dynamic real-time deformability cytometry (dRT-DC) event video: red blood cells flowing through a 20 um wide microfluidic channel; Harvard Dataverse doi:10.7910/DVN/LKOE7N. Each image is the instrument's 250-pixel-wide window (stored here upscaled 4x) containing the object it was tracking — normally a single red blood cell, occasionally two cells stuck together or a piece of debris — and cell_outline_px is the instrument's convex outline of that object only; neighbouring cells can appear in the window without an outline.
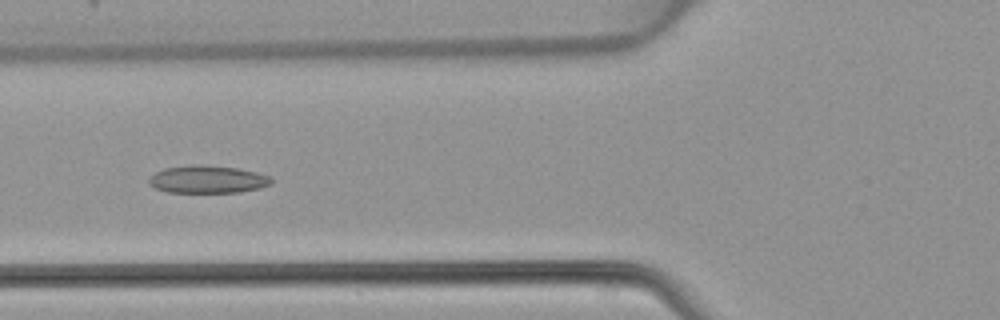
{"species": "common noctule bat (a hibernating species)", "species_latin": "Nyctalus noctula", "temperature_condition": "warm", "stored_images_in_passage": 35, "camera_frame_rate_fps": 3000, "um_per_image_px": 0.085, "animal": {"sex": "female", "body_mass_g": 22.7, "forearm_length_mm": 54.2}, "frame": {"image": 1, "passage_image": 18, "time_ms": 5.667, "image_size_px": [1000, 320], "cell_outline_px": [[272, 184], [260, 188], [240, 192], [168, 192], [156, 188], [148, 184], [148, 180], [156, 172], [164, 168], [192, 164], [200, 164], [236, 168], [256, 172], [272, 176]], "centroid_in_image_um": [17.67, 15.24], "position_along_channel_um": 108.1, "area_um2": 19.77}}
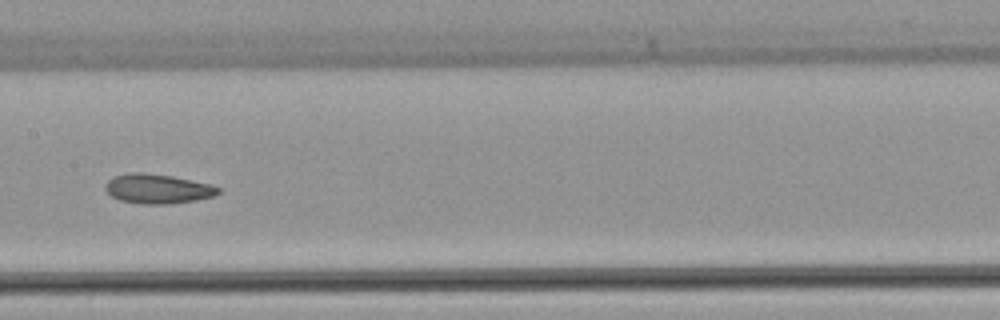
{"frame": {"image": 2, "passage_image": 24, "time_ms": 7.667, "image_size_px": [1000, 320], "cell_outline_px": [[220, 192], [216, 196], [196, 200], [168, 204], [144, 204], [120, 200], [112, 196], [104, 188], [104, 184], [112, 176], [132, 172], [144, 172], [172, 176], [212, 184], [220, 188]], "centroid_in_image_um": [13.41, 16.04], "position_along_channel_um": 194.0, "area_um2": 19.59}}
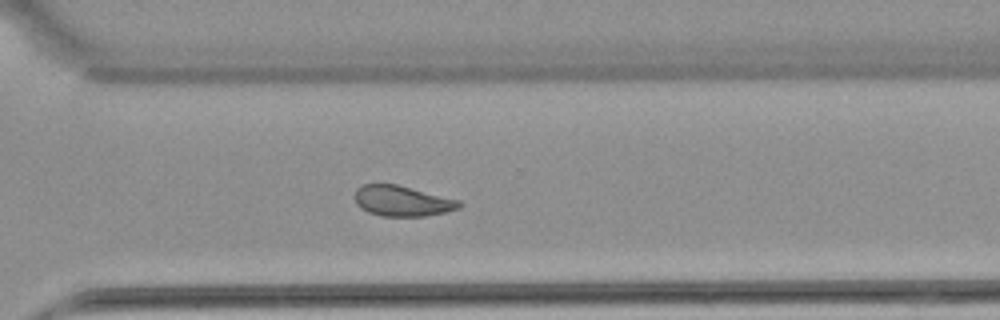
{"frame": {"image": 3, "passage_image": 34, "time_ms": 11.0, "image_size_px": [1000, 320], "cell_outline_px": [[464, 204], [460, 208], [444, 212], [424, 216], [380, 216], [368, 212], [360, 208], [356, 204], [356, 188], [360, 184], [396, 184], [460, 200]], "centroid_in_image_um": [34.19, 17.08], "position_along_channel_um": 336.4, "area_um2": 18.61}}